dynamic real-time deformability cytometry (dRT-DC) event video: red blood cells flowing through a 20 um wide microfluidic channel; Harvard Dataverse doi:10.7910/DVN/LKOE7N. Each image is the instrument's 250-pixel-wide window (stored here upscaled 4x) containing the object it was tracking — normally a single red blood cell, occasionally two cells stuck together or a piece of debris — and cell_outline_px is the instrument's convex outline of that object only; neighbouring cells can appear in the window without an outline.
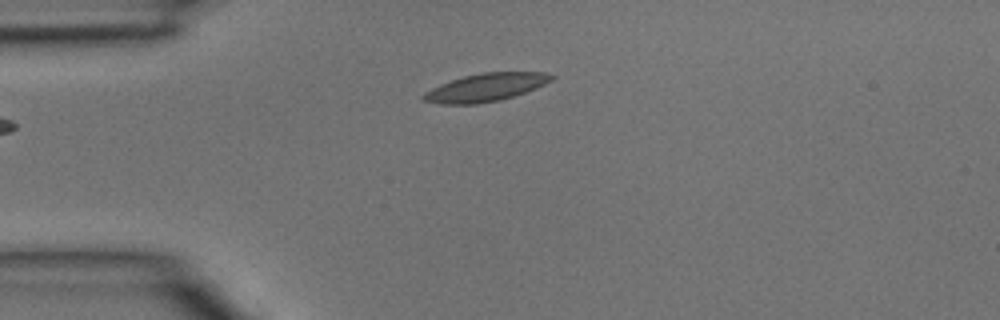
{"species": "common noctule bat (a hibernating species)", "species_latin": "Nyctalus noctula", "temperature_condition": "room temperature", "stored_images_in_passage": 2, "camera_frame_rate_fps": 3000, "um_per_image_px": 0.085, "animal": {"sex": "male", "body_mass_g": 15.6}, "frame": {"image": 1, "passage_image": 2, "time_ms": 0.333, "image_size_px": [1000, 320], "cell_outline_px": [[556, 76], [552, 80], [536, 88], [500, 100], [476, 104], [440, 104], [420, 100], [420, 96], [424, 92], [440, 84], [464, 76], [484, 72], [544, 72]], "centroid_in_image_um": [41.24, 7.43], "position_along_channel_um": 43.8, "area_um2": 20.81}}